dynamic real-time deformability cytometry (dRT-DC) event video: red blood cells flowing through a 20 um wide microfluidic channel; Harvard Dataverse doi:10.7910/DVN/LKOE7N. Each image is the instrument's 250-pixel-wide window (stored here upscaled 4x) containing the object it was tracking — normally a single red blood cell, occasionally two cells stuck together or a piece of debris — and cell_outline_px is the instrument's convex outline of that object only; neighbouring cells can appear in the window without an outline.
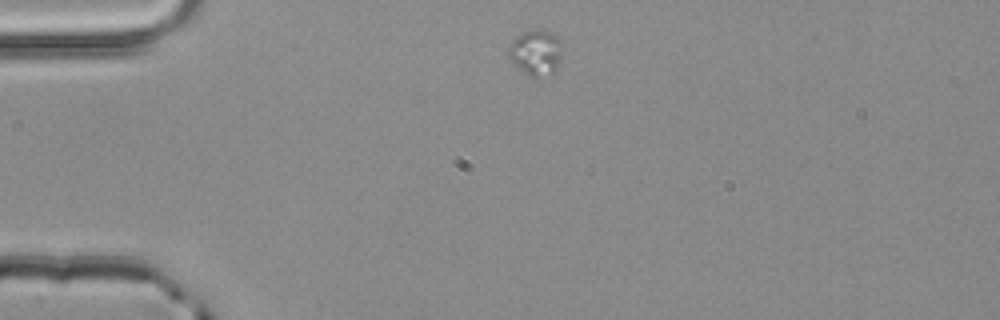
{"species": "common noctule bat (a hibernating species)", "species_latin": "Nyctalus noctula", "temperature_condition": "room temperature", "stored_images_in_passage": 2, "camera_frame_rate_fps": 3000, "um_per_image_px": 0.085, "animal": {"sex": "male", "body_mass_g": 20.4}, "frame": {"image": 1, "passage_image": 1, "time_ms": 0.0, "image_size_px": [1000, 320], "cell_outline_px": [[560, 56], [556, 68], [552, 72], [536, 76], [528, 76], [508, 56], [508, 48], [512, 40], [516, 36], [524, 32], [540, 28], [552, 32], [560, 36]], "centroid_in_image_um": [45.54, 4.39], "position_along_channel_um": 39.5, "area_um2": 13.93}}